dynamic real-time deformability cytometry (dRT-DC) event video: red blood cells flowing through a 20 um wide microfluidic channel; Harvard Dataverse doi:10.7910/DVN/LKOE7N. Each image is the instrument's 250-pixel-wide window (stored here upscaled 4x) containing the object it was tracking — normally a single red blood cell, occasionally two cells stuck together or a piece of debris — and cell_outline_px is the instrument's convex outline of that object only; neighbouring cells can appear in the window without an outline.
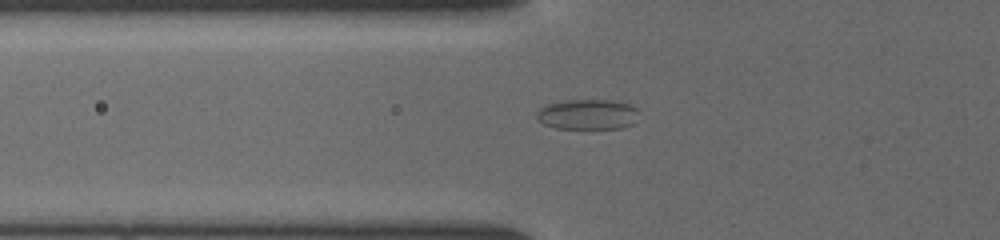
{"species": "common noctule bat (a hibernating species)", "species_latin": "Nyctalus noctula", "temperature_condition": "cold", "stored_images_in_passage": 4, "camera_frame_rate_fps": 3000, "um_per_image_px": 0.085, "animal": {"sex": "female", "body_mass_g": 19.5, "forearm_length_mm": 54.1}, "frame": {"image": 1, "passage_image": 4, "time_ms": 3.0, "image_size_px": [1000, 240], "cell_outline_px": [[636, 108], [632, 124], [624, 128], [556, 128], [544, 124], [536, 116], [536, 112], [540, 108], [548, 104], [568, 100], [612, 100], [628, 104]], "centroid_in_image_um": [49.9, 9.72], "position_along_channel_um": 75.9, "area_um2": 17.63}}